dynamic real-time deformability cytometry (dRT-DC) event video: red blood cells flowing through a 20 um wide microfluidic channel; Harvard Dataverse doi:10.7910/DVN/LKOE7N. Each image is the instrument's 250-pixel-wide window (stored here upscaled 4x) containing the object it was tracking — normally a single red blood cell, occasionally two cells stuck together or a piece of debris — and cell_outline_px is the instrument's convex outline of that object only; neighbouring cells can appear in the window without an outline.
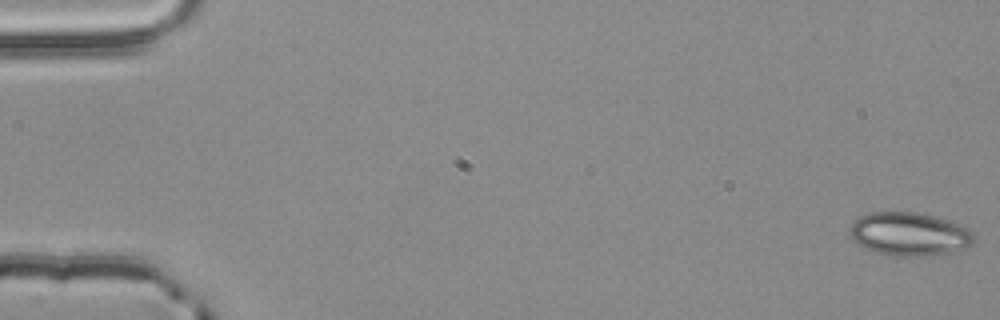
{"species": "common noctule bat (a hibernating species)", "species_latin": "Nyctalus noctula", "temperature_condition": "room temperature", "stored_images_in_passage": 55, "camera_frame_rate_fps": 3000, "um_per_image_px": 0.085, "animal": {"sex": "male", "body_mass_g": 20.4}, "frame": {"image": 1, "passage_image": 1, "time_ms": 0.0, "image_size_px": [1000, 320], "cell_outline_px": [[972, 244], [964, 248], [952, 252], [932, 256], [892, 256], [876, 252], [852, 240], [848, 232], [852, 224], [860, 216], [868, 212], [916, 212], [948, 220], [968, 228], [972, 232]], "centroid_in_image_um": [77.28, 19.9], "position_along_channel_um": 7.7, "area_um2": 31.27}}
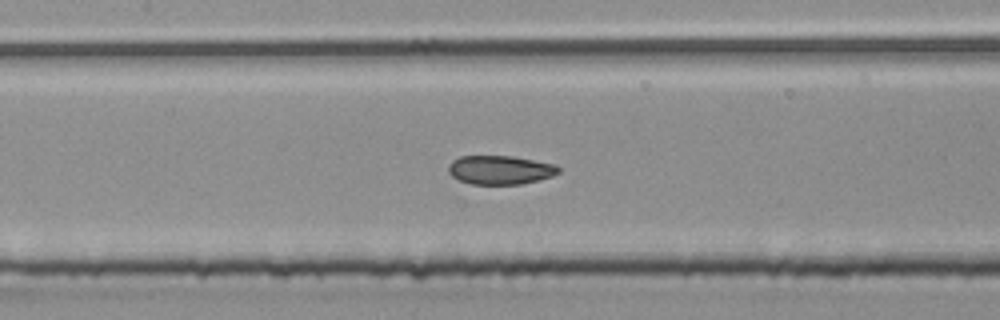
{"frame": {"image": 2, "passage_image": 26, "time_ms": 8.333, "image_size_px": [1000, 320], "cell_outline_px": [[560, 172], [552, 176], [520, 184], [472, 184], [460, 180], [452, 176], [448, 172], [448, 164], [452, 160], [460, 156], [512, 156], [556, 164], [560, 168]], "centroid_in_image_um": [42.5, 14.43], "position_along_channel_um": 164.9, "area_um2": 18.5}}
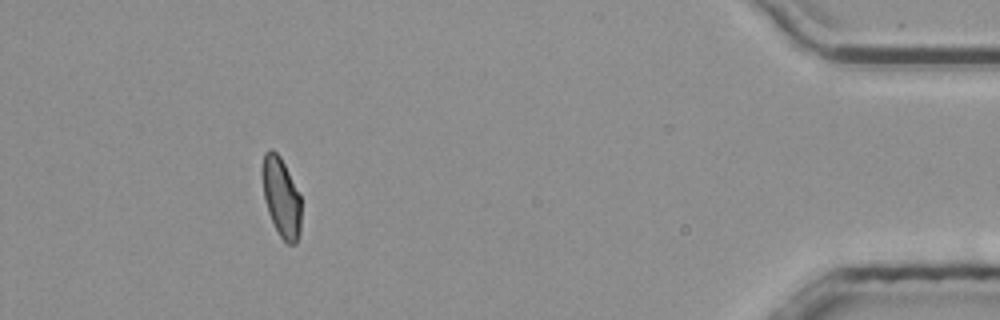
{"frame": {"image": 3, "passage_image": 50, "time_ms": 16.333, "image_size_px": [1000, 320], "cell_outline_px": [[300, 232], [296, 244], [288, 244], [280, 236], [268, 212], [264, 200], [260, 172], [264, 152], [276, 152], [280, 156], [300, 196]], "centroid_in_image_um": [23.87, 16.77], "position_along_channel_um": 411.3, "area_um2": 17.86}, "authors_computed_cell_mechanics": {"area_um2": 18.9584, "velocity_mm_per_s": 3.8698, "shape_relaxation_time_tau1_ms": null, "shape_relaxation_time_tau2_ms": 1.3855, "deformation_change_tau1": null, "deformation_change_tau2": 0.0637}}